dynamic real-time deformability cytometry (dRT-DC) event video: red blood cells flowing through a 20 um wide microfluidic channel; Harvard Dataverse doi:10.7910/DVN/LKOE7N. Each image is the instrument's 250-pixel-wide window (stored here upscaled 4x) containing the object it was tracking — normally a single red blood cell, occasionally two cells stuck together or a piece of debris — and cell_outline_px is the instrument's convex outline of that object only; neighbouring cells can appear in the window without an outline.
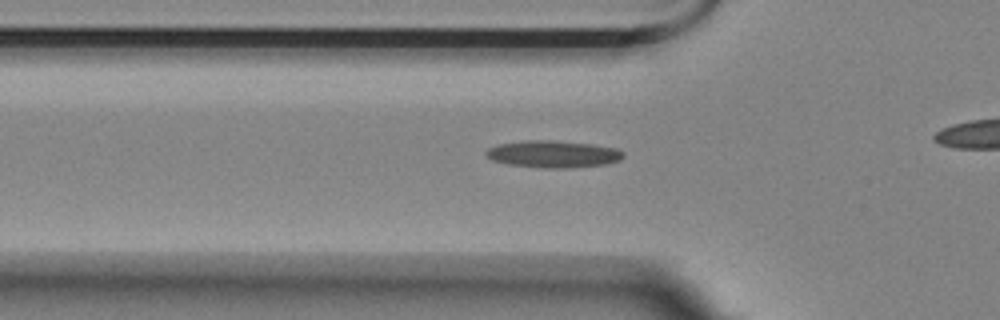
{"species": "Egyptian fruit bat (a non-hibernating species)", "species_latin": "Rousettus aegyptiacus", "temperature_condition": "room temperature", "stored_images_in_passage": 30, "camera_frame_rate_fps": 3000, "um_per_image_px": 0.085, "animal": {"sex": "female"}, "frame": {"image": 1, "passage_image": 3, "time_ms": 0.667, "image_size_px": [1000, 320], "cell_outline_px": [[624, 156], [620, 160], [604, 164], [564, 168], [544, 168], [508, 164], [492, 160], [484, 152], [488, 148], [500, 144], [524, 140], [552, 140], [592, 144], [616, 148], [624, 152]], "centroid_in_image_um": [47.02, 13.09], "position_along_channel_um": 78.8, "area_um2": 21.5}}
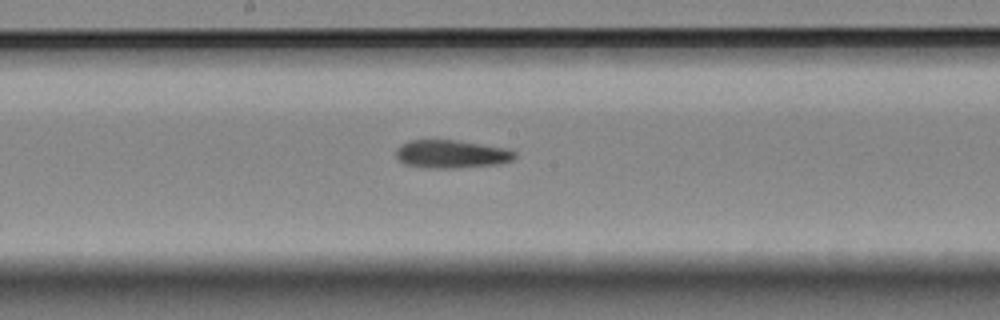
{"frame": {"image": 2, "passage_image": 14, "time_ms": 4.333, "image_size_px": [1000, 320], "cell_outline_px": [[516, 156], [512, 160], [500, 164], [456, 168], [424, 168], [404, 164], [396, 160], [396, 148], [400, 144], [408, 140], [456, 140], [508, 148], [516, 152]], "centroid_in_image_um": [38.34, 13.1], "position_along_channel_um": 209.9, "area_um2": 19.83}}
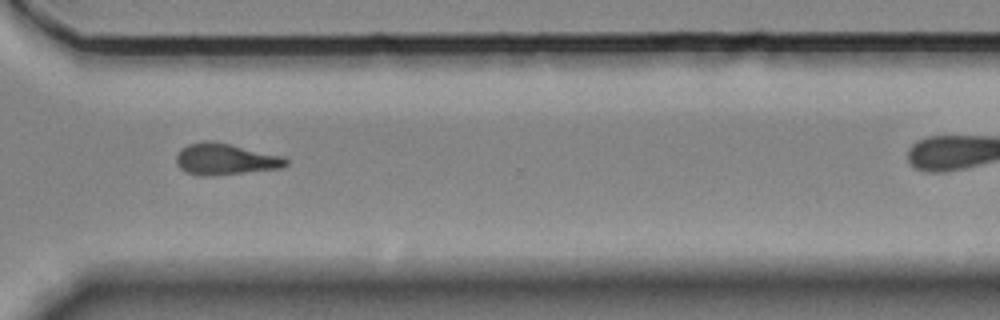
{"frame": {"image": 3, "passage_image": 26, "time_ms": 8.333, "image_size_px": [1000, 320], "cell_outline_px": [[288, 164], [280, 168], [212, 176], [204, 176], [184, 172], [176, 164], [176, 156], [180, 148], [188, 144], [204, 140], [208, 140], [228, 144], [284, 156], [288, 160]], "centroid_in_image_um": [19.11, 13.53], "position_along_channel_um": 351.5, "area_um2": 20.06}}